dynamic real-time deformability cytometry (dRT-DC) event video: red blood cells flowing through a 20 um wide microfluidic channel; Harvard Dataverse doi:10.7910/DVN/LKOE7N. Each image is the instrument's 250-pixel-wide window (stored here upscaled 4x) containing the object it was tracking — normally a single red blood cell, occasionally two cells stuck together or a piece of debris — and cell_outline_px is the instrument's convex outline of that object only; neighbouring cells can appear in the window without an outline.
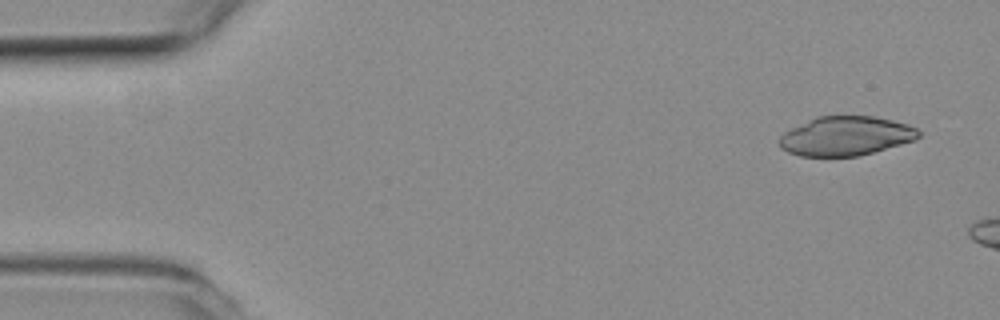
{"species": "common noctule bat (a hibernating species)", "species_latin": "Nyctalus noctula", "temperature_condition": "room temperature", "stored_images_in_passage": 8, "camera_frame_rate_fps": 3000, "um_per_image_px": 0.085, "animal": {"sex": "female", "body_mass_g": 19.3, "forearm_length_mm": 54.1}, "frame": {"image": 1, "passage_image": 3, "time_ms": 0.667, "image_size_px": [1000, 320], "cell_outline_px": [[920, 136], [916, 140], [872, 152], [856, 156], [800, 156], [788, 152], [780, 148], [780, 136], [784, 132], [816, 116], [872, 116], [892, 120], [908, 124], [916, 128], [920, 132]], "centroid_in_image_um": [71.9, 11.56], "position_along_channel_um": 13.1, "area_um2": 31.67}}